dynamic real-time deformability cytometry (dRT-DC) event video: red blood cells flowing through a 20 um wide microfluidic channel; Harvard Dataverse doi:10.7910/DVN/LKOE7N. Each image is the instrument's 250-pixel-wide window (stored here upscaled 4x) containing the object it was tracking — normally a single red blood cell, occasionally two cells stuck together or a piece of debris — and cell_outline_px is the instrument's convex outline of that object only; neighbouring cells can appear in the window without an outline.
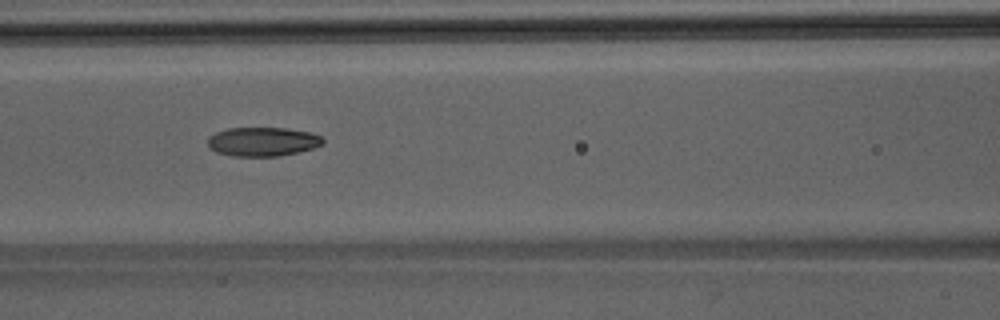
{"species": "Egyptian fruit bat (a non-hibernating species)", "species_latin": "Rousettus aegyptiacus", "temperature_condition": "room temperature", "stored_images_in_passage": 45, "camera_frame_rate_fps": 3000, "um_per_image_px": 0.085, "animal": {"sex": "male"}, "frame": {"image": 1, "passage_image": 18, "time_ms": 5.667, "image_size_px": [1000, 320], "cell_outline_px": [[324, 144], [312, 148], [280, 156], [232, 156], [216, 152], [208, 148], [208, 136], [216, 132], [228, 128], [288, 128], [312, 132], [320, 136], [324, 140]], "centroid_in_image_um": [22.31, 12.03], "position_along_channel_um": 144.3, "area_um2": 19.59}}
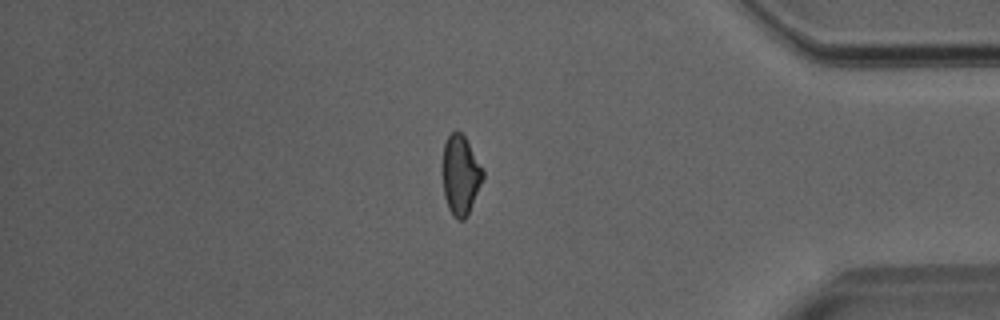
{"frame": {"image": 2, "passage_image": 38, "time_ms": 12.333, "image_size_px": [1000, 320], "cell_outline_px": [[484, 176], [468, 212], [464, 220], [456, 220], [452, 216], [448, 208], [444, 196], [444, 144], [448, 136], [456, 128], [464, 136], [484, 168]], "centroid_in_image_um": [39.16, 14.87], "position_along_channel_um": 396.0, "area_um2": 18.38}}
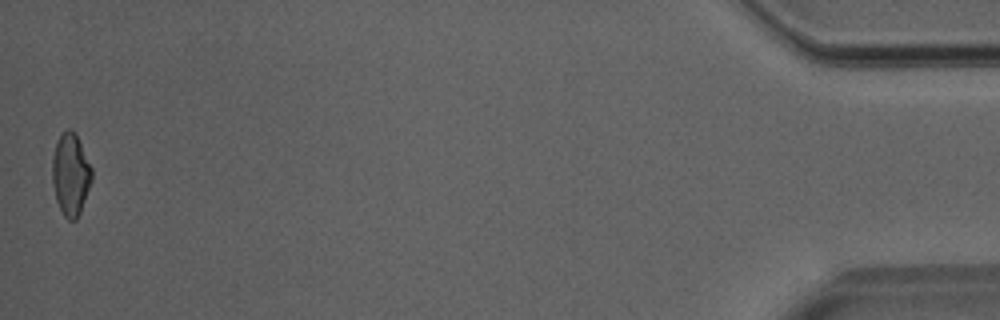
{"frame": {"image": 3, "passage_image": 45, "time_ms": 14.667, "image_size_px": [1000, 320], "cell_outline_px": [[92, 180], [80, 212], [76, 220], [68, 220], [64, 216], [56, 200], [52, 184], [52, 160], [56, 140], [68, 128], [72, 128], [92, 168]], "centroid_in_image_um": [5.99, 14.84], "position_along_channel_um": 429.2, "area_um2": 18.79}}